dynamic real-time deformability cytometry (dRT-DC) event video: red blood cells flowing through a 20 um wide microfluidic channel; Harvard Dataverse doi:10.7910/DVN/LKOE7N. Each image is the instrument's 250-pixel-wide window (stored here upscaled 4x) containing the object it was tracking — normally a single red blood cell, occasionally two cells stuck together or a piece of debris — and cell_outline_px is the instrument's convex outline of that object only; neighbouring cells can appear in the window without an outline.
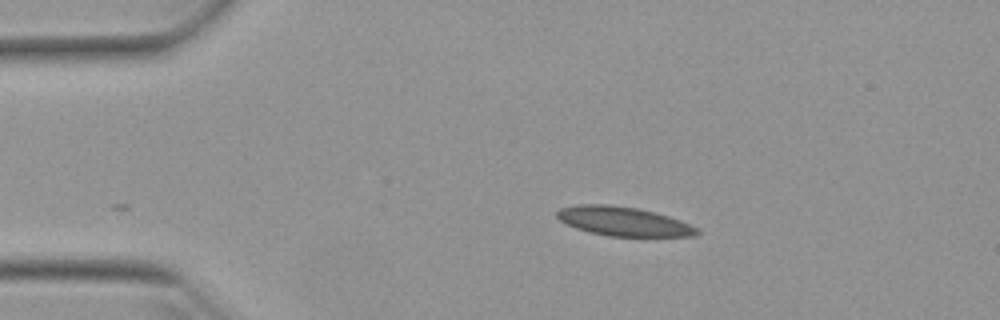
{"species": "Egyptian fruit bat (a non-hibernating species)", "species_latin": "Rousettus aegyptiacus", "temperature_condition": "warm", "stored_images_in_passage": 43, "camera_frame_rate_fps": 3000, "um_per_image_px": 0.085, "animal": {"sex": "female"}, "frame": {"image": 1, "passage_image": 1, "time_ms": 0.0, "image_size_px": [1000, 320], "cell_outline_px": [[700, 232], [692, 236], [608, 236], [588, 232], [576, 228], [560, 220], [556, 216], [556, 212], [560, 208], [580, 204], [608, 204], [636, 208], [668, 216], [680, 220], [700, 228]], "centroid_in_image_um": [52.99, 18.81], "position_along_channel_um": 32.0, "area_um2": 23.64}}
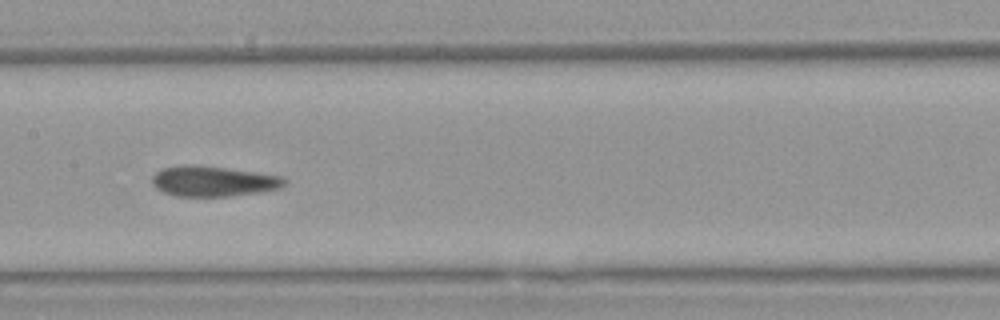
{"frame": {"image": 2, "passage_image": 17, "time_ms": 5.333, "image_size_px": [1000, 320], "cell_outline_px": [[288, 180], [280, 188], [260, 192], [228, 196], [176, 196], [164, 192], [156, 188], [152, 184], [152, 176], [160, 168], [184, 164], [192, 164], [224, 168], [284, 176]], "centroid_in_image_um": [18.1, 15.4], "position_along_channel_um": 189.3, "area_um2": 23.47}}
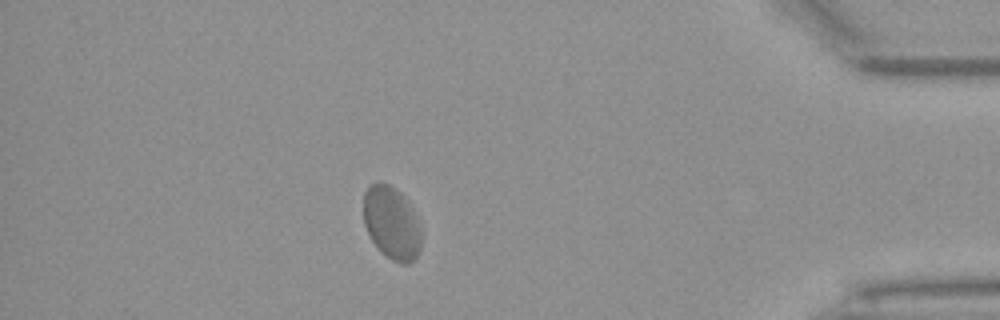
{"frame": {"image": 3, "passage_image": 37, "time_ms": 12.0, "image_size_px": [1000, 320], "cell_outline_px": [[420, 248], [416, 256], [408, 264], [400, 264], [384, 256], [380, 252], [372, 240], [364, 224], [364, 192], [372, 184], [388, 184], [400, 192], [408, 200], [420, 232]], "centroid_in_image_um": [33.26, 18.99], "position_along_channel_um": 401.9, "area_um2": 24.1}, "authors_computed_cell_mechanics": {"area_um2": 24.0448, "velocity_mm_per_s": 3.8554, "shape_relaxation_time_tau1_ms": null, "shape_relaxation_time_tau2_ms": 2.1804, "deformation_change_tau1": null, "deformation_change_tau2": 0.0376}}